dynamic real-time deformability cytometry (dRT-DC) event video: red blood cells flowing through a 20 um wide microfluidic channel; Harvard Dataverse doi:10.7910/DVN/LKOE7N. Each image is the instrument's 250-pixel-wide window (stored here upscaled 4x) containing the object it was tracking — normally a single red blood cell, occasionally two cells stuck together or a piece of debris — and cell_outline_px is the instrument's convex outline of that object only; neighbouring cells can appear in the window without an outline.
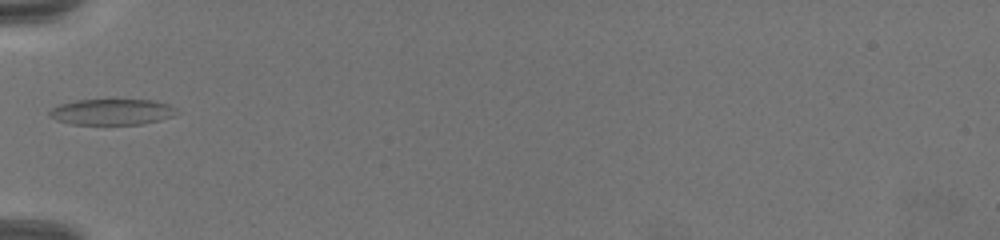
{"species": "common noctule bat (a hibernating species)", "species_latin": "Nyctalus noctula", "temperature_condition": "warm", "stored_images_in_passage": 44, "camera_frame_rate_fps": 3000, "um_per_image_px": 0.085, "animal": {"sex": "female", "body_mass_g": 19.5, "forearm_length_mm": 54.1}, "frame": {"image": 1, "passage_image": 1, "time_ms": 0.0, "image_size_px": [1000, 240], "cell_outline_px": [[180, 112], [172, 116], [160, 120], [144, 124], [72, 124], [56, 120], [48, 116], [48, 112], [52, 108], [60, 104], [76, 100], [152, 100], [168, 104], [176, 108]], "centroid_in_image_um": [9.52, 9.51], "position_along_channel_um": 75.5, "area_um2": 19.25}}
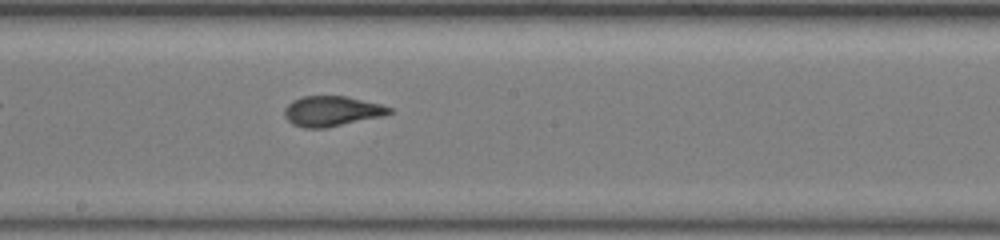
{"frame": {"image": 2, "passage_image": 15, "time_ms": 4.667, "image_size_px": [1000, 240], "cell_outline_px": [[392, 112], [384, 116], [328, 128], [304, 128], [292, 124], [284, 116], [284, 108], [292, 100], [304, 96], [344, 96], [380, 104], [392, 108]], "centroid_in_image_um": [28.19, 9.46], "position_along_channel_um": 220.0, "area_um2": 18.55}}
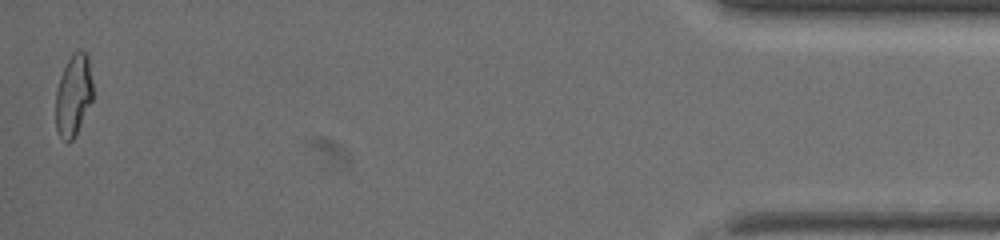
{"frame": {"image": 3, "passage_image": 43, "time_ms": 14.0, "image_size_px": [1000, 240], "cell_outline_px": [[92, 100], [72, 140], [68, 144], [60, 136], [56, 128], [56, 92], [60, 76], [72, 52], [88, 52], [92, 84]], "centroid_in_image_um": [6.23, 8.08], "position_along_channel_um": 429.0, "area_um2": 17.4}}